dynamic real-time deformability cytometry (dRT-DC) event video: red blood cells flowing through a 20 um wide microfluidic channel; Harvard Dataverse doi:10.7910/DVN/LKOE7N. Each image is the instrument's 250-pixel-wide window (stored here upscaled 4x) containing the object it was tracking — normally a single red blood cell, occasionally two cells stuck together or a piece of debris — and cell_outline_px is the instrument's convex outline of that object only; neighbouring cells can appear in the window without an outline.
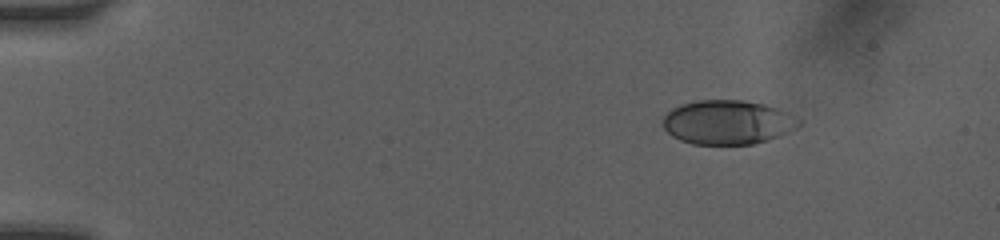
{"species": "human", "species_latin": "Homo sapiens", "temperature_condition": "room temperature", "stored_images_in_passage": 7, "camera_frame_rate_fps": 3000, "um_per_image_px": 0.085, "donor": {"sex": "female"}, "frame": {"image": 1, "passage_image": 1, "time_ms": 0.0, "image_size_px": [1000, 240], "cell_outline_px": [[800, 124], [796, 128], [788, 132], [768, 140], [752, 144], [692, 144], [680, 140], [672, 136], [664, 128], [664, 116], [672, 108], [680, 104], [696, 100], [744, 100], [764, 104], [780, 108], [788, 112], [800, 120]], "centroid_in_image_um": [61.86, 10.38], "position_along_channel_um": 23.1, "area_um2": 35.08}}
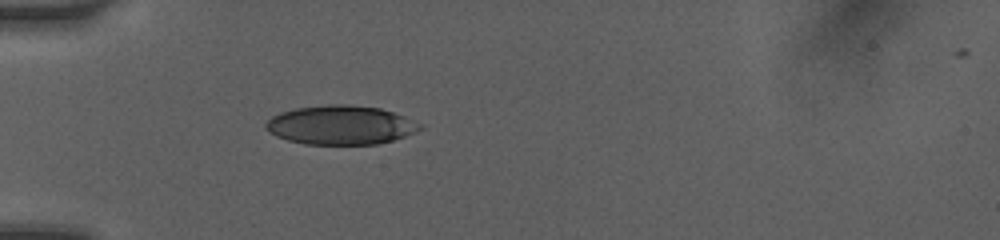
{"frame": {"image": 2, "passage_image": 5, "time_ms": 3.0, "image_size_px": [1000, 240], "cell_outline_px": [[424, 128], [416, 132], [380, 144], [304, 144], [288, 140], [276, 136], [268, 132], [264, 128], [264, 124], [272, 116], [280, 112], [296, 108], [328, 104], [348, 104], [380, 108], [404, 116], [424, 124]], "centroid_in_image_um": [28.96, 10.62], "position_along_channel_um": 56.0, "area_um2": 35.32}}
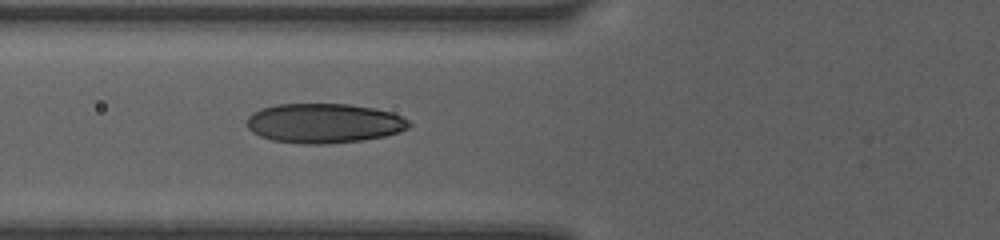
{"frame": {"image": 3, "passage_image": 7, "time_ms": 4.333, "image_size_px": [1000, 240], "cell_outline_px": [[412, 124], [408, 128], [400, 132], [384, 136], [360, 140], [328, 144], [304, 144], [272, 140], [260, 136], [252, 132], [248, 128], [244, 120], [252, 112], [260, 108], [276, 104], [348, 104], [376, 108], [392, 112], [408, 120]], "centroid_in_image_um": [27.51, 10.47], "position_along_channel_um": 98.3, "area_um2": 37.74}}